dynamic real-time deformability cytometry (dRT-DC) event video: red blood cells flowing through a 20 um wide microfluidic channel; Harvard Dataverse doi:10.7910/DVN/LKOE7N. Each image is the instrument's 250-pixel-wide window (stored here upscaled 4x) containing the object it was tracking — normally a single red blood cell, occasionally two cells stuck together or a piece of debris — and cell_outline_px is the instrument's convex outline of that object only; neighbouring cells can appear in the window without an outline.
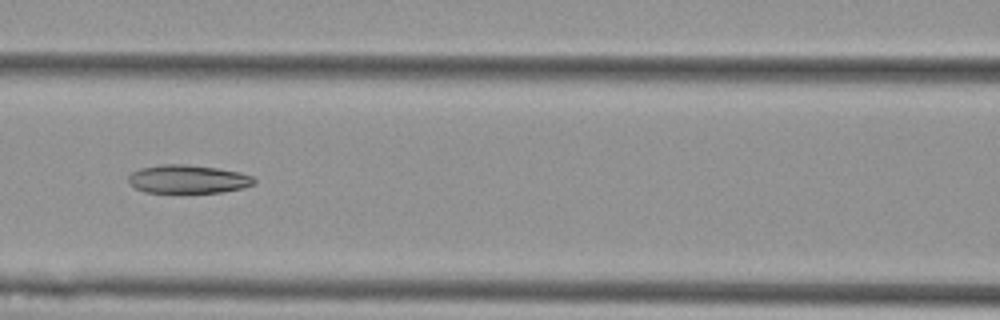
{"species": "Egyptian fruit bat (a non-hibernating species)", "species_latin": "Rousettus aegyptiacus", "temperature_condition": "cold", "stored_images_in_passage": 7, "camera_frame_rate_fps": 3000, "um_per_image_px": 0.085, "animal": {"sex": "female"}, "frame": {"image": 1, "passage_image": 4, "time_ms": 1.0, "image_size_px": [1000, 320], "cell_outline_px": [[256, 184], [244, 188], [220, 192], [144, 192], [136, 188], [128, 180], [128, 176], [132, 172], [140, 168], [160, 164], [188, 164], [216, 168], [240, 172], [252, 176], [256, 180]], "centroid_in_image_um": [16.0, 15.22], "position_along_channel_um": 150.6, "area_um2": 20.81}}
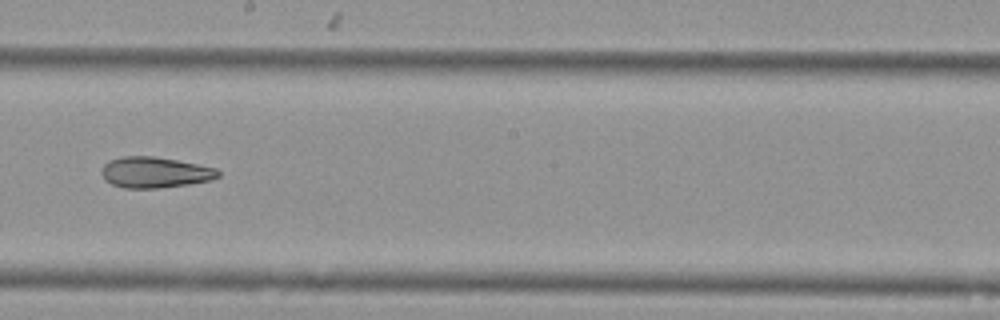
{"frame": {"image": 2, "passage_image": 6, "time_ms": 1.667, "image_size_px": [1000, 320], "cell_outline_px": [[220, 176], [212, 180], [188, 184], [156, 188], [124, 188], [112, 184], [104, 180], [100, 172], [104, 164], [108, 160], [124, 156], [152, 156], [176, 160], [216, 168], [220, 172]], "centroid_in_image_um": [13.14, 14.65], "position_along_channel_um": 235.1, "area_um2": 20.98}}
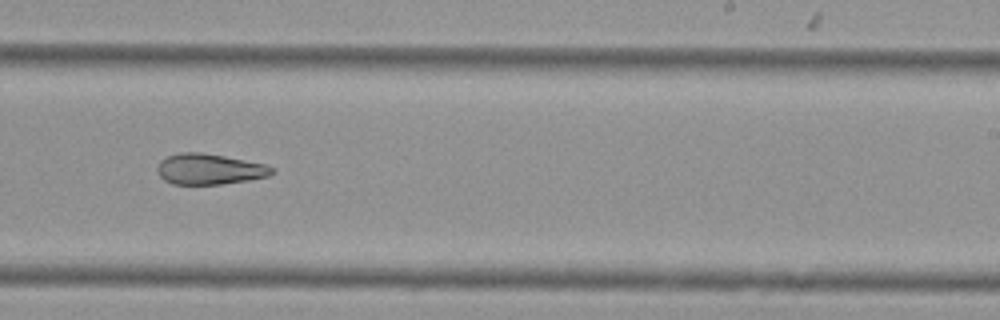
{"frame": {"image": 3, "passage_image": 7, "time_ms": 2.0, "image_size_px": [1000, 320], "cell_outline_px": [[276, 172], [268, 176], [248, 180], [220, 184], [172, 184], [164, 180], [156, 172], [156, 168], [160, 160], [168, 156], [180, 152], [200, 152], [224, 156], [264, 164], [272, 168]], "centroid_in_image_um": [17.75, 14.37], "position_along_channel_um": 271.2, "area_um2": 20.46}}